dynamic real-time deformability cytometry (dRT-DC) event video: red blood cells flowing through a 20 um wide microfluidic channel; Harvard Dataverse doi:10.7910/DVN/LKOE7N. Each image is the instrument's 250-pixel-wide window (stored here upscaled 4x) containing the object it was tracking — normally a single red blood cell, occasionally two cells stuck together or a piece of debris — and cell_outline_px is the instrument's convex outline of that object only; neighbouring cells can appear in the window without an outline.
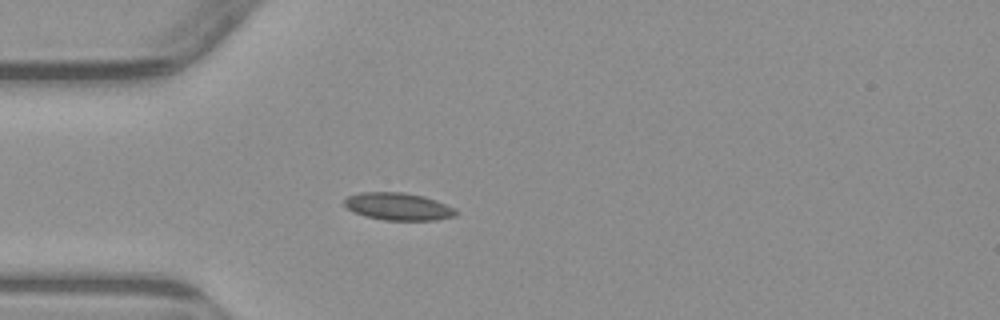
{"species": "common noctule bat (a hibernating species)", "species_latin": "Nyctalus noctula", "temperature_condition": "warm", "stored_images_in_passage": 1, "camera_frame_rate_fps": 3000, "um_per_image_px": 0.085, "animal": {"sex": "male", "body_mass_g": 23.1, "forearm_length_mm": 52.7}, "frame": {"image": 1, "passage_image": 1, "time_ms": 0.0, "image_size_px": [1000, 320], "cell_outline_px": [[460, 212], [456, 216], [436, 220], [384, 220], [364, 216], [352, 212], [344, 204], [344, 200], [348, 196], [360, 192], [404, 192], [424, 196], [436, 200], [456, 208]], "centroid_in_image_um": [33.88, 17.55], "position_along_channel_um": 51.1, "area_um2": 18.09}}